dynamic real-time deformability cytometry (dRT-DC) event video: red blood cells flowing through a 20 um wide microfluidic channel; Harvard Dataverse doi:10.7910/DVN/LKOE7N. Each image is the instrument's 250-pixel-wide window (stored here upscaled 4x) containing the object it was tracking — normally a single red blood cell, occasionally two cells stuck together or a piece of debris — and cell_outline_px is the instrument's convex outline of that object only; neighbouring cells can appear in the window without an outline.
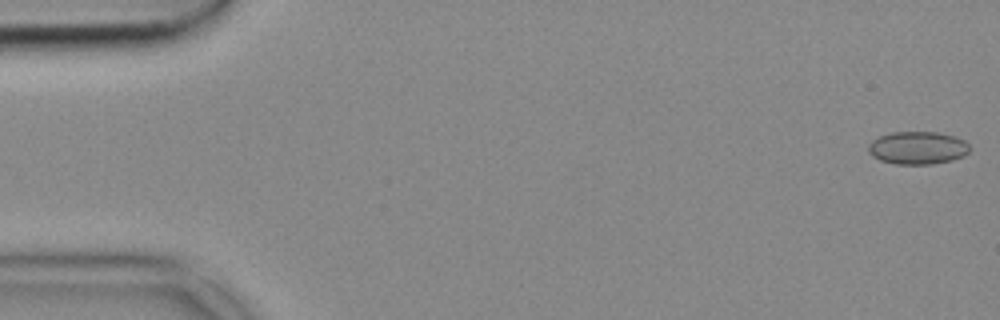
{"species": "common noctule bat (a hibernating species)", "species_latin": "Nyctalus noctula", "temperature_condition": "cold", "stored_images_in_passage": 53, "camera_frame_rate_fps": 3000, "um_per_image_px": 0.085, "animal": {"sex": "female", "body_mass_g": 18.4}, "frame": {"image": 1, "passage_image": 1, "time_ms": 0.0, "image_size_px": [1000, 320], "cell_outline_px": [[968, 152], [964, 156], [952, 160], [932, 164], [896, 164], [880, 160], [872, 156], [868, 152], [868, 144], [872, 140], [880, 136], [892, 132], [936, 132], [956, 136], [964, 140], [968, 144]], "centroid_in_image_um": [77.99, 12.57], "position_along_channel_um": 7.0, "area_um2": 19.42}}
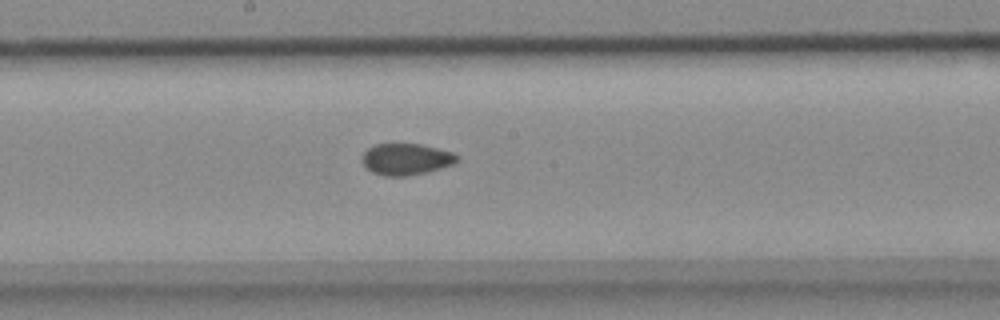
{"frame": {"image": 2, "passage_image": 28, "time_ms": 9.0, "image_size_px": [1000, 320], "cell_outline_px": [[460, 160], [452, 164], [440, 168], [408, 176], [384, 176], [372, 172], [360, 160], [364, 152], [368, 148], [376, 144], [424, 144], [452, 152], [460, 156]], "centroid_in_image_um": [34.53, 13.52], "position_along_channel_um": 213.7, "area_um2": 17.46}}
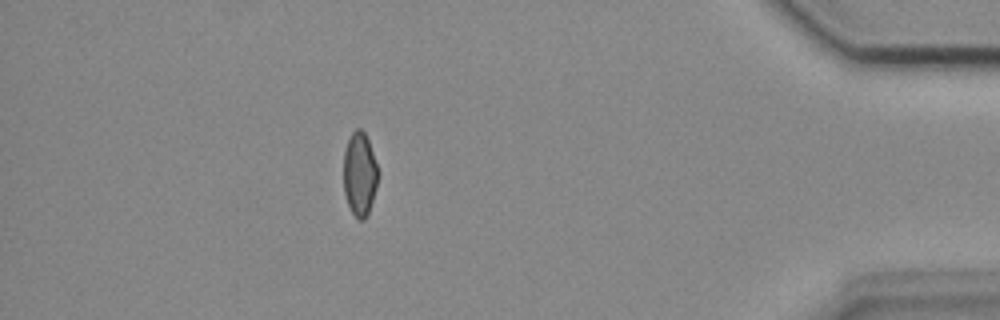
{"frame": {"image": 3, "passage_image": 47, "time_ms": 15.333, "image_size_px": [1000, 320], "cell_outline_px": [[376, 188], [368, 216], [364, 220], [360, 220], [352, 212], [348, 204], [344, 192], [344, 148], [352, 132], [356, 128], [360, 128], [364, 132], [368, 140], [376, 164]], "centroid_in_image_um": [30.55, 14.8], "position_along_channel_um": 404.7, "area_um2": 16.53}}